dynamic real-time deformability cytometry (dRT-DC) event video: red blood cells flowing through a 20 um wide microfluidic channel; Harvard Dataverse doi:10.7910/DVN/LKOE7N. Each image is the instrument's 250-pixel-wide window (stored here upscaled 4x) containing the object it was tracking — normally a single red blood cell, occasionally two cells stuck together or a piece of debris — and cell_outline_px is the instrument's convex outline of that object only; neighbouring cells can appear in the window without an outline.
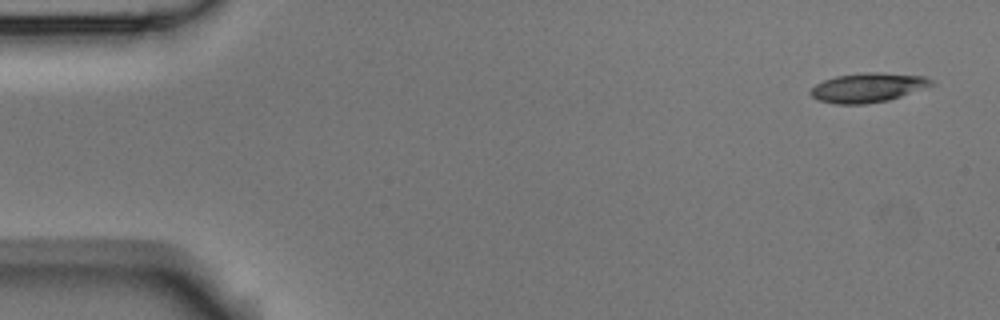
{"species": "Egyptian fruit bat (a non-hibernating species)", "species_latin": "Rousettus aegyptiacus", "temperature_condition": "room temperature", "stored_images_in_passage": 4, "camera_frame_rate_fps": 3000, "um_per_image_px": 0.085, "animal": {"sex": "male"}, "frame": {"image": 1, "passage_image": 1, "time_ms": 0.0, "image_size_px": [1000, 320], "cell_outline_px": [[936, 84], [888, 100], [864, 104], [836, 104], [816, 100], [808, 92], [816, 84], [824, 80], [836, 76], [860, 72], [880, 72], [928, 76]], "centroid_in_image_um": [73.76, 7.43], "position_along_channel_um": 11.2, "area_um2": 20.81}}
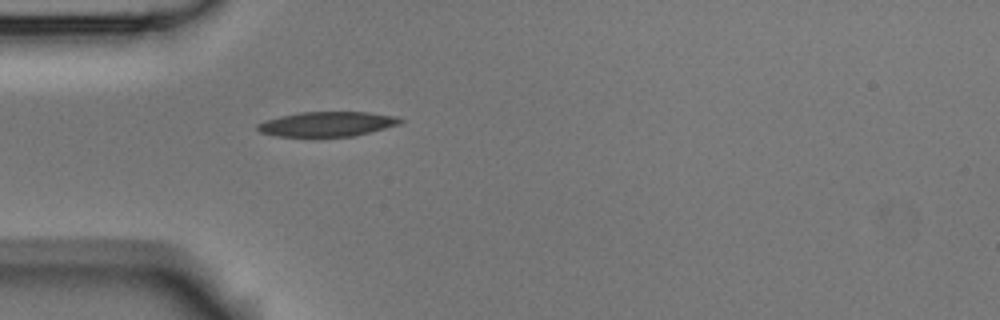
{"frame": {"image": 2, "passage_image": 4, "time_ms": 1.0, "image_size_px": [1000, 320], "cell_outline_px": [[404, 120], [400, 124], [352, 136], [276, 136], [260, 132], [256, 128], [256, 124], [264, 120], [280, 116], [300, 112], [368, 112], [396, 116]], "centroid_in_image_um": [27.77, 10.53], "position_along_channel_um": 57.2, "area_um2": 20.46}}